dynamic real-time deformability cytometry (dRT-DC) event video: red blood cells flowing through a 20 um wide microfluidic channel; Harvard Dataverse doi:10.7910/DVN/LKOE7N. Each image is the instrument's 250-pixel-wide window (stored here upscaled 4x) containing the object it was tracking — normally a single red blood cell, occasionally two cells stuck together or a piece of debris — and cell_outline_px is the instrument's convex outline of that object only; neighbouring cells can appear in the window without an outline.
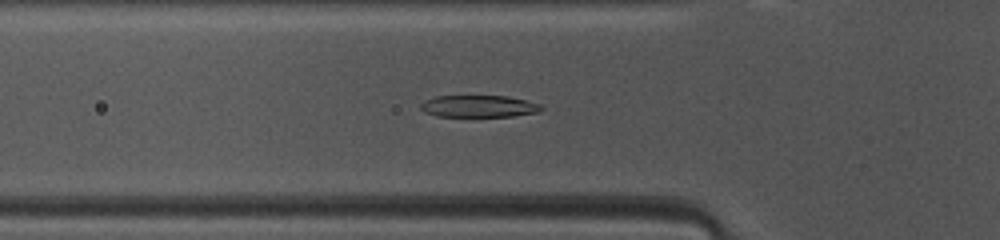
{"species": "common noctule bat (a hibernating species)", "species_latin": "Nyctalus noctula", "temperature_condition": "warm", "stored_images_in_passage": 45, "camera_frame_rate_fps": 3000, "um_per_image_px": 0.085, "animal": {"sex": "female", "body_mass_g": 10.0, "forearm_length_mm": 53.1}, "frame": {"image": 1, "passage_image": 13, "time_ms": 4.0, "image_size_px": [1000, 240], "cell_outline_px": [[544, 108], [540, 112], [512, 116], [436, 116], [424, 112], [420, 108], [420, 104], [436, 96], [508, 96], [540, 104]], "centroid_in_image_um": [40.72, 9.03], "position_along_channel_um": 85.1, "area_um2": 15.32}}
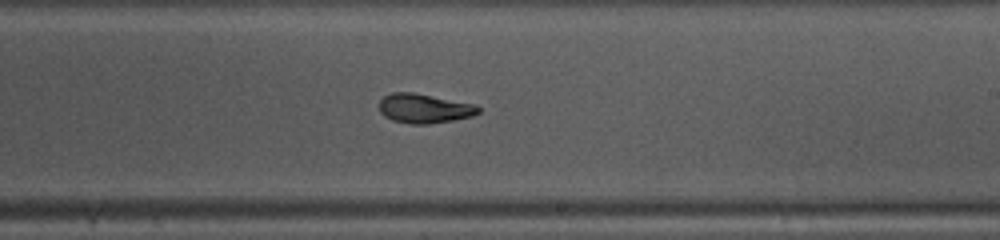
{"frame": {"image": 2, "passage_image": 25, "time_ms": 8.0, "image_size_px": [1000, 240], "cell_outline_px": [[480, 112], [472, 116], [452, 120], [428, 124], [412, 124], [392, 120], [384, 116], [380, 112], [380, 100], [384, 96], [392, 92], [412, 92], [476, 104], [480, 108]], "centroid_in_image_um": [36.06, 9.21], "position_along_channel_um": 252.9, "area_um2": 16.94}}
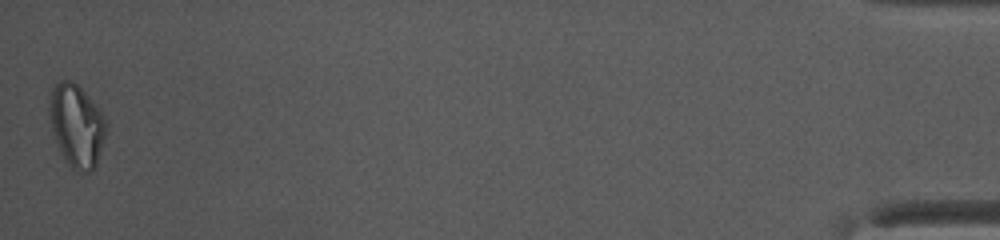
{"frame": {"image": 3, "passage_image": 45, "time_ms": 14.667, "image_size_px": [1000, 240], "cell_outline_px": [[108, 124], [96, 164], [92, 172], [80, 172], [72, 168], [64, 160], [52, 132], [48, 116], [48, 108], [52, 88], [60, 80], [72, 80], [84, 92], [104, 116]], "centroid_in_image_um": [6.49, 10.68], "position_along_channel_um": 428.7, "area_um2": 27.22}, "authors_computed_cell_mechanics": {"area_um2": 17.34, "velocity_mm_per_s": 4.171, "shape_relaxation_time_tau1_ms": 4.209, "shape_relaxation_time_tau2_ms": 2.1293, "deformation_change_tau1": 0.2068, "deformation_change_tau2": 0.0595}}